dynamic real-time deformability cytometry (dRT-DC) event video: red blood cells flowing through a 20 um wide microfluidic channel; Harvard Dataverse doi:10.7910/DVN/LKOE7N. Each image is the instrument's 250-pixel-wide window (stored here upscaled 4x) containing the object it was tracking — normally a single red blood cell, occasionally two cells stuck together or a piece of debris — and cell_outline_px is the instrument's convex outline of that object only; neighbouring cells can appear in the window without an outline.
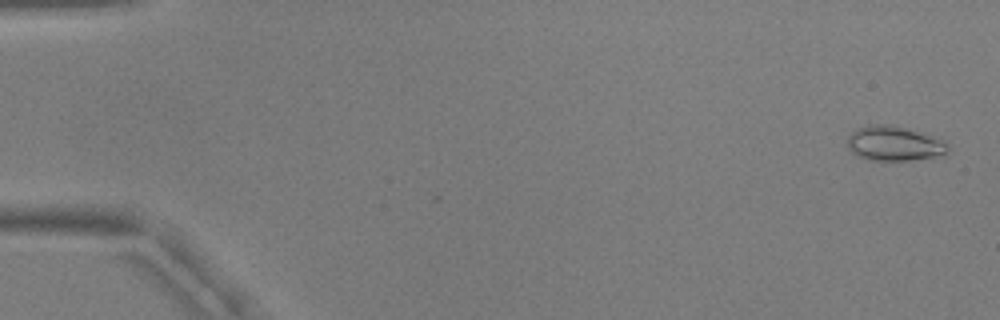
{"species": "common noctule bat (a hibernating species)", "species_latin": "Nyctalus noctula", "temperature_condition": "warm", "stored_images_in_passage": 54, "camera_frame_rate_fps": 3000, "um_per_image_px": 0.085, "animal": {"sex": "male", "body_mass_g": 17.9, "forearm_length_mm": 54.2}, "frame": {"image": 1, "passage_image": 2, "time_ms": 0.333, "image_size_px": [1000, 320], "cell_outline_px": [[948, 148], [944, 152], [932, 156], [908, 160], [872, 160], [860, 156], [852, 152], [848, 144], [848, 136], [856, 128], [904, 128], [940, 140], [948, 144]], "centroid_in_image_um": [75.96, 12.26], "position_along_channel_um": 9.0, "area_um2": 18.5}}
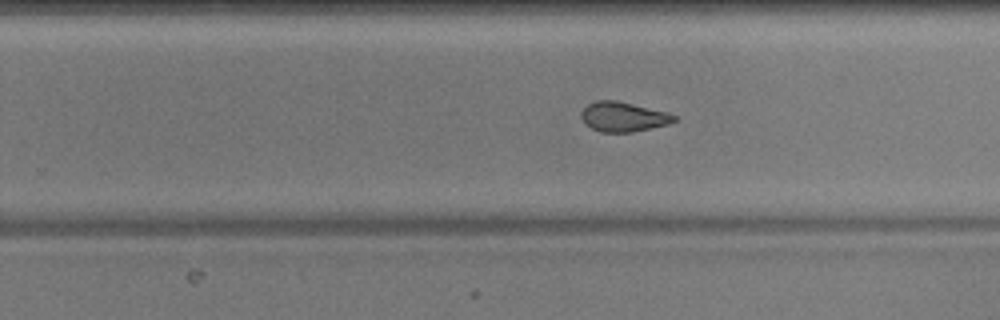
{"frame": {"image": 2, "passage_image": 35, "time_ms": 11.333, "image_size_px": [1000, 320], "cell_outline_px": [[676, 120], [668, 124], [632, 132], [600, 132], [584, 124], [580, 116], [580, 112], [588, 104], [596, 100], [616, 100], [668, 112], [676, 116]], "centroid_in_image_um": [52.94, 9.92], "position_along_channel_um": 276.9, "area_um2": 16.13}}
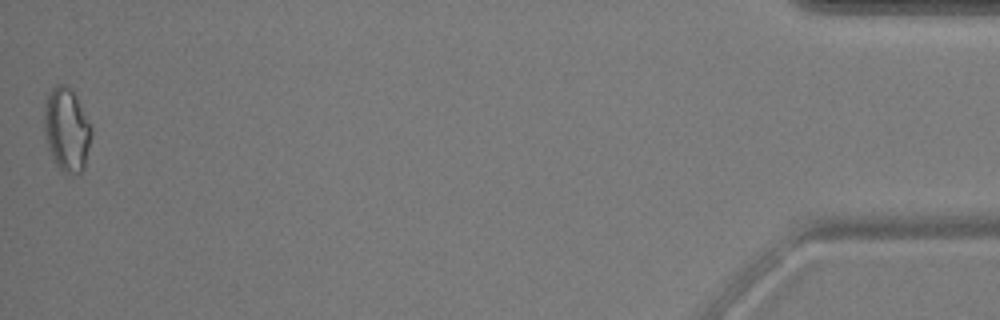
{"frame": {"image": 3, "passage_image": 54, "time_ms": 17.667, "image_size_px": [1000, 320], "cell_outline_px": [[92, 136], [84, 168], [80, 172], [72, 176], [68, 176], [56, 164], [48, 148], [44, 132], [44, 104], [48, 92], [56, 84], [64, 84], [72, 88], [92, 128]], "centroid_in_image_um": [5.66, 11.01], "position_along_channel_um": 429.5, "area_um2": 23.29}, "authors_computed_cell_mechanics": {"area_um2": 17.5712, "velocity_mm_per_s": 3.7863, "shape_relaxation_time_tau1_ms": null, "shape_relaxation_time_tau2_ms": 1.6, "deformation_change_tau1": null, "deformation_change_tau2": 0.08}}